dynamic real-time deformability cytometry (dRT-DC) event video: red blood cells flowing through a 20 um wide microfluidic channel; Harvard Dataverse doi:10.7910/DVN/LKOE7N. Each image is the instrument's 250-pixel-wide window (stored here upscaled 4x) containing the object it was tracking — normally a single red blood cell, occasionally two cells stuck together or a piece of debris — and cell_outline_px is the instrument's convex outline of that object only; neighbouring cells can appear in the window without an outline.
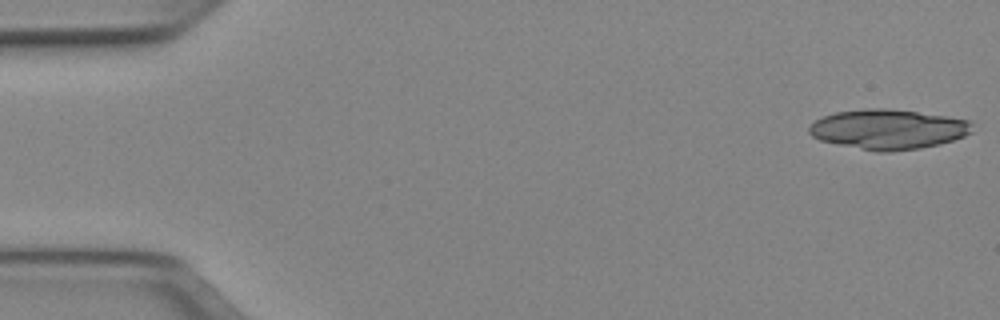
{"species": "Egyptian fruit bat (a non-hibernating species)", "species_latin": "Rousettus aegyptiacus", "temperature_condition": "cold", "stored_images_in_passage": 37, "camera_frame_rate_fps": 3000, "um_per_image_px": 0.085, "animal": {"sex": "female"}, "frame": {"image": 1, "passage_image": 1, "time_ms": 0.0, "image_size_px": [1000, 320], "cell_outline_px": [[972, 132], [964, 136], [940, 144], [920, 148], [888, 152], [876, 152], [820, 140], [812, 136], [808, 132], [808, 128], [816, 120], [824, 116], [836, 112], [868, 108], [884, 108], [916, 112], [944, 116], [968, 120], [972, 124]], "centroid_in_image_um": [75.49, 10.99], "position_along_channel_um": 9.5, "area_um2": 37.63}}
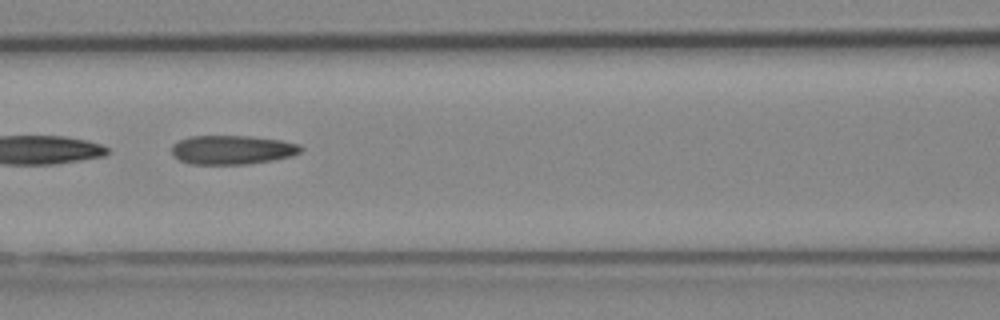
{"frame": {"image": 2, "passage_image": 22, "time_ms": 7.0, "image_size_px": [1000, 320], "cell_outline_px": [[304, 148], [300, 152], [292, 156], [272, 160], [248, 164], [188, 164], [172, 156], [172, 144], [180, 140], [192, 136], [252, 136], [280, 140], [300, 144]], "centroid_in_image_um": [19.74, 12.73], "position_along_channel_um": 146.9, "area_um2": 21.96}}